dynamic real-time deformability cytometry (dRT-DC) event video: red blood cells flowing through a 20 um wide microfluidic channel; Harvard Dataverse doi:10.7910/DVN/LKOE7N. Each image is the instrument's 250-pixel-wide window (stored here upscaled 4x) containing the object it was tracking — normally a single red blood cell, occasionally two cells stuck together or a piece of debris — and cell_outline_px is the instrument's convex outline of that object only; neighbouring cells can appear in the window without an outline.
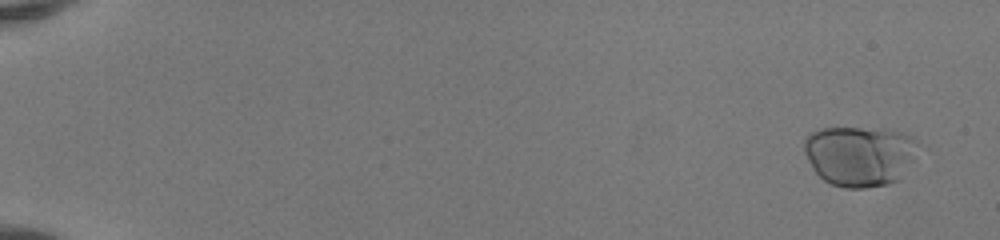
{"species": "human", "species_latin": "Homo sapiens", "temperature_condition": "room temperature", "stored_images_in_passage": 52, "camera_frame_rate_fps": 3000, "um_per_image_px": 0.085, "donor": {"sex": "female"}, "frame": {"image": 1, "passage_image": 3, "time_ms": 0.667, "image_size_px": [1000, 240], "cell_outline_px": [[928, 148], [900, 180], [888, 184], [864, 188], [844, 188], [832, 184], [824, 180], [812, 168], [804, 152], [804, 136], [820, 128], [884, 128], [900, 132], [912, 136]], "centroid_in_image_um": [73.23, 13.23], "position_along_channel_um": 11.8, "area_um2": 41.85}}
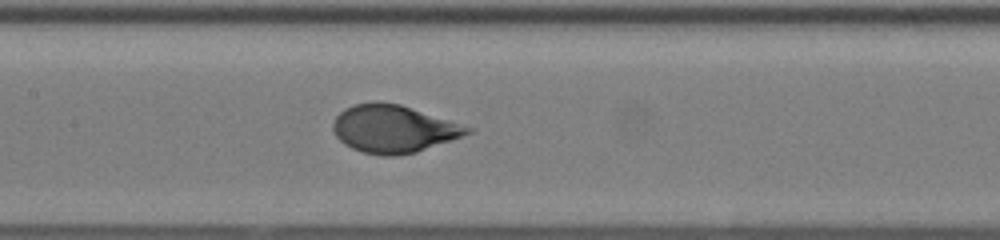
{"frame": {"image": 2, "passage_image": 28, "time_ms": 9.0, "image_size_px": [1000, 240], "cell_outline_px": [[476, 128], [472, 132], [452, 140], [416, 152], [396, 156], [380, 156], [364, 152], [352, 148], [344, 144], [336, 136], [332, 128], [332, 124], [336, 116], [344, 108], [352, 104], [372, 100], [376, 100], [400, 104]], "centroid_in_image_um": [33.44, 10.93], "position_along_channel_um": 174.0, "area_um2": 37.74}}
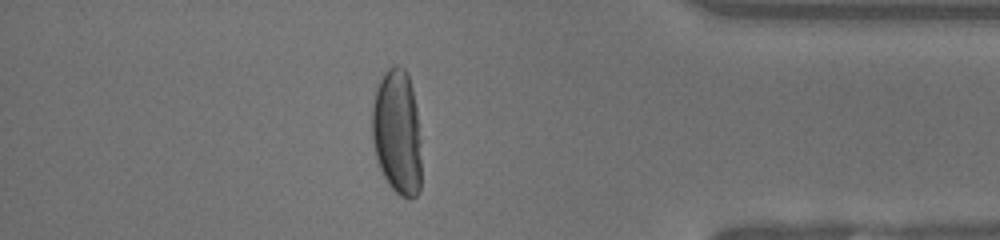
{"frame": {"image": 3, "passage_image": 46, "time_ms": 15.0, "image_size_px": [1000, 240], "cell_outline_px": [[420, 192], [416, 196], [408, 200], [400, 196], [388, 184], [380, 168], [376, 156], [372, 140], [372, 104], [376, 88], [384, 72], [392, 64], [396, 64], [404, 68], [408, 76], [412, 88], [416, 108], [420, 140]], "centroid_in_image_um": [33.75, 11.25], "position_along_channel_um": 401.5, "area_um2": 36.24}, "authors_computed_cell_mechanics": {"area_um2": 37.5989, "velocity_mm_per_s": 4.1494, "shape_relaxation_time_tau1_ms": 4.5755, "shape_relaxation_time_tau2_ms": null, "deformation_change_tau1": 0.1992, "deformation_change_tau2": null}}